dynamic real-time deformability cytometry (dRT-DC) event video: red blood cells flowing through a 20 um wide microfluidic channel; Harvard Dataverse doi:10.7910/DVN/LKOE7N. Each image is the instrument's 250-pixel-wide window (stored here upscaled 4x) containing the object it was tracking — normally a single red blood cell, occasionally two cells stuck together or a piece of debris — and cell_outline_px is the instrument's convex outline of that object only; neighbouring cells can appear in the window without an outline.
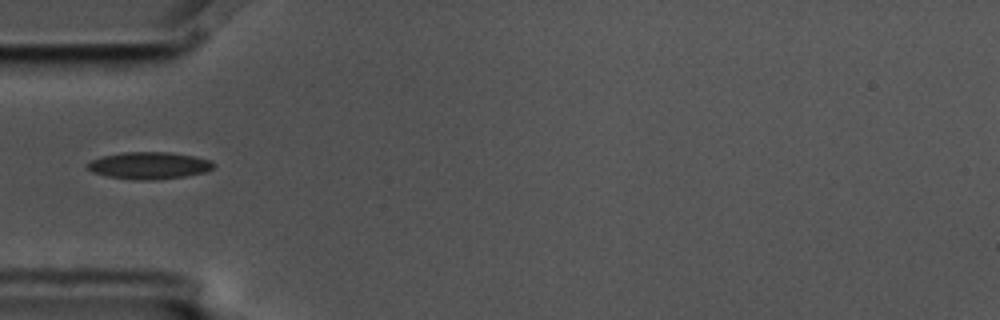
{"species": "common noctule bat (a hibernating species)", "species_latin": "Nyctalus noctula", "temperature_condition": "cold", "stored_images_in_passage": 10, "camera_frame_rate_fps": 3000, "um_per_image_px": 0.085, "animal": {"sex": "male", "body_mass_g": 17.5, "forearm_length_mm": 52.3}, "frame": {"image": 1, "passage_image": 5, "time_ms": 1.333, "image_size_px": [1000, 320], "cell_outline_px": [[216, 164], [212, 168], [204, 172], [184, 176], [152, 180], [136, 180], [108, 176], [92, 172], [84, 168], [84, 164], [100, 156], [124, 152], [172, 152], [196, 156], [212, 160]], "centroid_in_image_um": [12.64, 14.05], "position_along_channel_um": 72.4, "area_um2": 20.11}}